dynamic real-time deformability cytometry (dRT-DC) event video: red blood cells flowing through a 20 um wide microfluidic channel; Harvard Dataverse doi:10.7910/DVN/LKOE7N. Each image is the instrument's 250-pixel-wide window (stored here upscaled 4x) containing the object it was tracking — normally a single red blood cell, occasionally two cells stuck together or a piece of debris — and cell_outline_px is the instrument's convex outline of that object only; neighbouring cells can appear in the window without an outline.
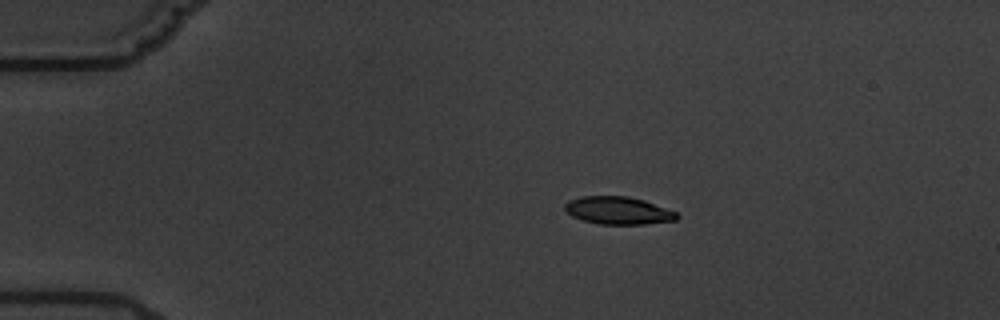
{"species": "common noctule bat (a hibernating species)", "species_latin": "Nyctalus noctula", "temperature_condition": "warm", "stored_images_in_passage": 4, "camera_frame_rate_fps": 3000, "um_per_image_px": 0.085, "animal": {"sex": "male", "body_mass_g": 19.5, "forearm_length_mm": 54.6}, "frame": {"image": 1, "passage_image": 3, "time_ms": 3.0, "image_size_px": [1000, 320], "cell_outline_px": [[680, 216], [676, 220], [644, 224], [600, 224], [584, 220], [572, 216], [564, 212], [564, 204], [568, 200], [580, 196], [628, 196], [644, 200], [676, 212]], "centroid_in_image_um": [52.51, 17.89], "position_along_channel_um": 32.5, "area_um2": 18.09}}